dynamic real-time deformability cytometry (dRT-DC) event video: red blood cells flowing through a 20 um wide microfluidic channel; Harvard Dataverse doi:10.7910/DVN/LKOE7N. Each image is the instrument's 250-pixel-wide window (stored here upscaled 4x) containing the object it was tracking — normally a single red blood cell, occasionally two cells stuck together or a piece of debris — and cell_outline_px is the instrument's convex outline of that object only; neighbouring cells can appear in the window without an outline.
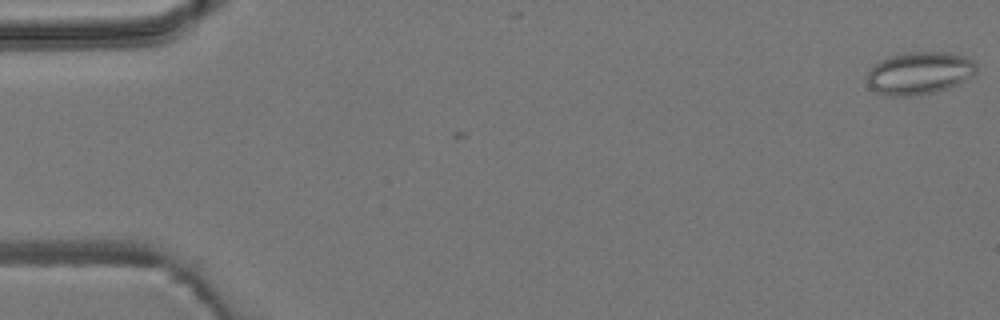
{"species": "common noctule bat (a hibernating species)", "species_latin": "Nyctalus noctula", "temperature_condition": "room temperature", "stored_images_in_passage": 2, "camera_frame_rate_fps": 3000, "um_per_image_px": 0.085, "animal": {"sex": "male", "body_mass_g": 19.2, "forearm_length_mm": 51.8}, "frame": {"image": 1, "passage_image": 1, "time_ms": 0.0, "image_size_px": [1000, 320], "cell_outline_px": [[976, 72], [972, 76], [948, 88], [936, 92], [912, 96], [888, 96], [876, 92], [868, 84], [868, 72], [880, 60], [892, 56], [908, 52], [948, 52], [964, 56], [972, 60], [976, 64]], "centroid_in_image_um": [78.16, 6.22], "position_along_channel_um": 6.8, "area_um2": 26.93}}